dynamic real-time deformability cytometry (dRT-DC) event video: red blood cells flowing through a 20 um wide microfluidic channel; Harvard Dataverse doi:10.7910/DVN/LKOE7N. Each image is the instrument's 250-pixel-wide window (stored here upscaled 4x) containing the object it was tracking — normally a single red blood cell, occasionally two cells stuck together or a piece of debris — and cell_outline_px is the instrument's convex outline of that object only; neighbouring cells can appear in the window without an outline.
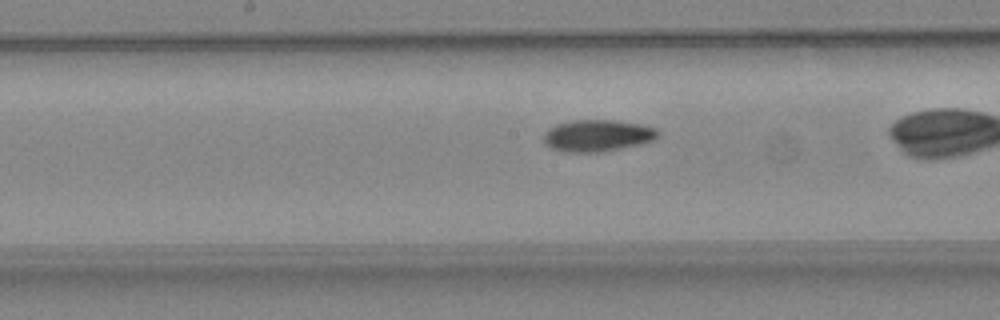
{"species": "common noctule bat (a hibernating species)", "species_latin": "Nyctalus noctula", "temperature_condition": "warm", "stored_images_in_passage": 34, "camera_frame_rate_fps": 3000, "um_per_image_px": 0.085, "animal": {"sex": "female", "body_mass_g": 24.6, "forearm_length_mm": 56.2}, "frame": {"image": 1, "passage_image": 22, "time_ms": 7.0, "image_size_px": [1000, 320], "cell_outline_px": [[660, 136], [652, 140], [640, 144], [600, 152], [564, 152], [548, 148], [544, 144], [544, 132], [548, 128], [556, 124], [572, 120], [616, 120], [644, 124], [656, 128], [660, 132]], "centroid_in_image_um": [50.77, 11.52], "position_along_channel_um": 197.4, "area_um2": 21.5}}